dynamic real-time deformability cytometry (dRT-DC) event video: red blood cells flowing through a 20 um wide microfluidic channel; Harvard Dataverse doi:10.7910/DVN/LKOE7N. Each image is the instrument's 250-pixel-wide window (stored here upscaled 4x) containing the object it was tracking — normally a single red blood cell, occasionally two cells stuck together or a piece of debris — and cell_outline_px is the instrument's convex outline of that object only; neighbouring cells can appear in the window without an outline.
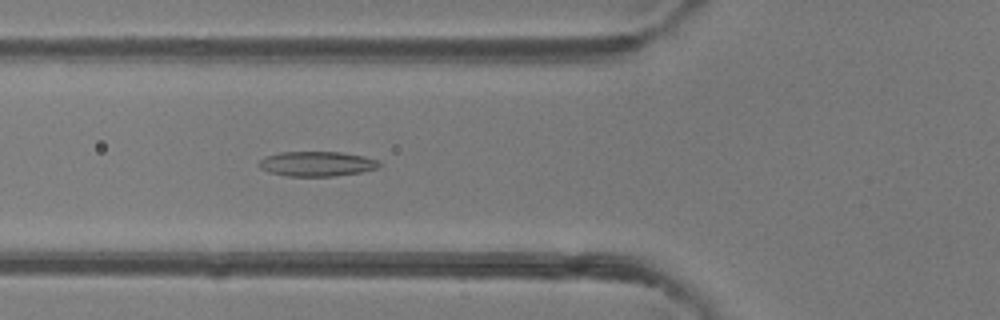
{"species": "common noctule bat (a hibernating species)", "species_latin": "Nyctalus noctula", "temperature_condition": "room temperature", "stored_images_in_passage": 43, "camera_frame_rate_fps": 3000, "um_per_image_px": 0.085, "animal": {"sex": "female"}, "frame": {"image": 1, "passage_image": 12, "time_ms": 3.667, "image_size_px": [1000, 320], "cell_outline_px": [[380, 168], [360, 172], [336, 176], [288, 176], [268, 172], [260, 168], [256, 164], [264, 156], [280, 152], [340, 152], [364, 156], [380, 160]], "centroid_in_image_um": [26.92, 13.92], "position_along_channel_um": 98.9, "area_um2": 17.63}}
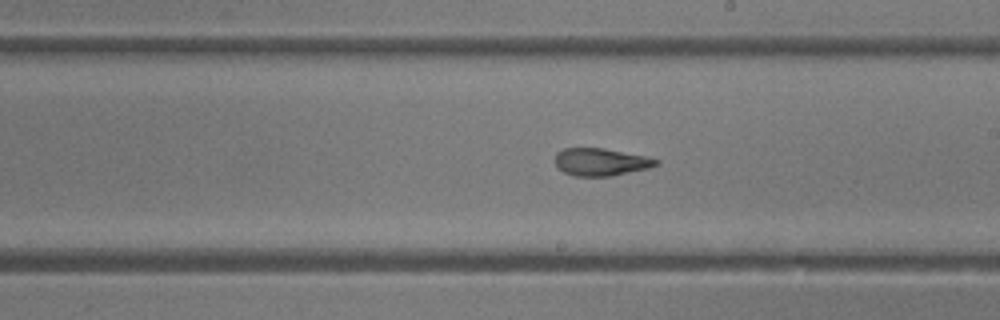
{"frame": {"image": 2, "passage_image": 22, "time_ms": 7.0, "image_size_px": [1000, 320], "cell_outline_px": [[660, 164], [648, 168], [612, 176], [576, 176], [564, 172], [556, 168], [556, 152], [564, 148], [604, 148], [644, 156], [660, 160]], "centroid_in_image_um": [51.06, 13.77], "position_along_channel_um": 237.9, "area_um2": 16.18}}
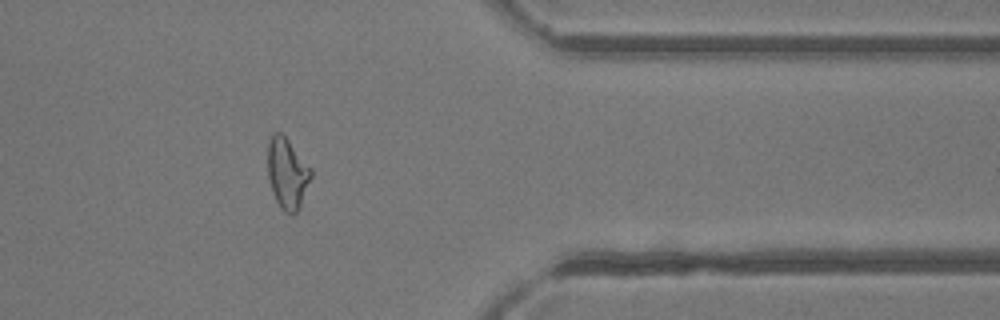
{"frame": {"image": 3, "passage_image": 34, "time_ms": 11.0, "image_size_px": [1000, 320], "cell_outline_px": [[312, 176], [300, 208], [296, 212], [284, 212], [280, 208], [272, 192], [268, 176], [268, 140], [272, 132], [280, 132], [288, 140], [312, 168]], "centroid_in_image_um": [24.42, 14.72], "position_along_channel_um": 387.0, "area_um2": 17.92}, "authors_computed_cell_mechanics": {"area_um2": 17.629, "velocity_mm_per_s": 4.1477, "shape_relaxation_time_tau1_ms": 8.004, "shape_relaxation_time_tau2_ms": 1.6589, "deformation_change_tau1": 0.2384, "deformation_change_tau2": 0.1042}}